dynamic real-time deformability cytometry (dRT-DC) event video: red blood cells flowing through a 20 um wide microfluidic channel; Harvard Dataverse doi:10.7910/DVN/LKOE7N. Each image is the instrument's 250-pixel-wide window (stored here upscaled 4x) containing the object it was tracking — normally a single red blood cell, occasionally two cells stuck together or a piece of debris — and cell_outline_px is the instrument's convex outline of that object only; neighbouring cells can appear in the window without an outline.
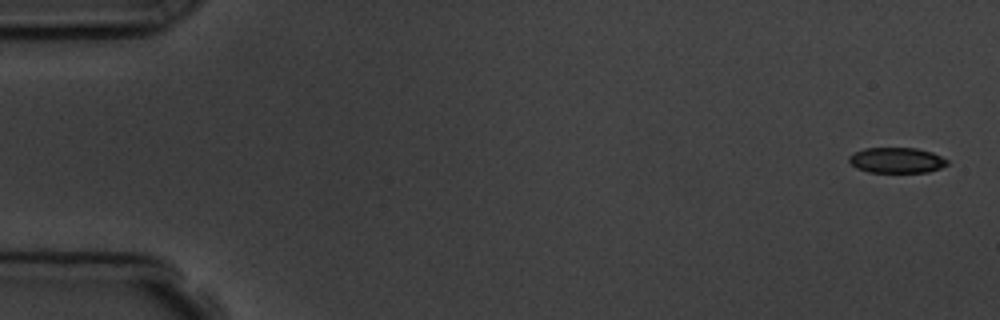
{"species": "common noctule bat (a hibernating species)", "species_latin": "Nyctalus noctula", "temperature_condition": "room temperature", "stored_images_in_passage": 4, "camera_frame_rate_fps": 3000, "um_per_image_px": 0.085, "animal": {"sex": "male", "body_mass_g": 19.5, "forearm_length_mm": 54.6}, "frame": {"image": 1, "passage_image": 1, "time_ms": 0.0, "image_size_px": [1000, 320], "cell_outline_px": [[948, 164], [940, 168], [928, 172], [868, 172], [856, 168], [848, 160], [848, 156], [864, 148], [916, 148], [932, 152], [948, 160]], "centroid_in_image_um": [76.21, 13.62], "position_along_channel_um": 8.8, "area_um2": 14.57}}
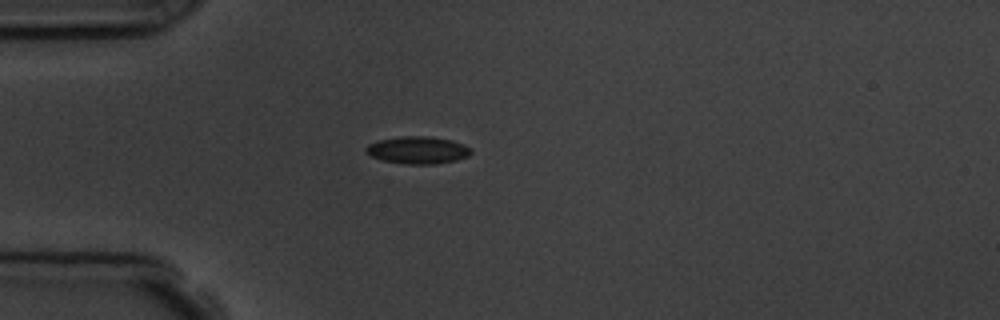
{"frame": {"image": 2, "passage_image": 4, "time_ms": 4.333, "image_size_px": [1000, 320], "cell_outline_px": [[472, 152], [468, 156], [456, 160], [436, 164], [404, 164], [380, 160], [372, 156], [364, 148], [368, 144], [380, 140], [400, 136], [428, 136], [452, 140], [464, 144]], "centroid_in_image_um": [35.5, 12.76], "position_along_channel_um": 49.5, "area_um2": 16.7}}